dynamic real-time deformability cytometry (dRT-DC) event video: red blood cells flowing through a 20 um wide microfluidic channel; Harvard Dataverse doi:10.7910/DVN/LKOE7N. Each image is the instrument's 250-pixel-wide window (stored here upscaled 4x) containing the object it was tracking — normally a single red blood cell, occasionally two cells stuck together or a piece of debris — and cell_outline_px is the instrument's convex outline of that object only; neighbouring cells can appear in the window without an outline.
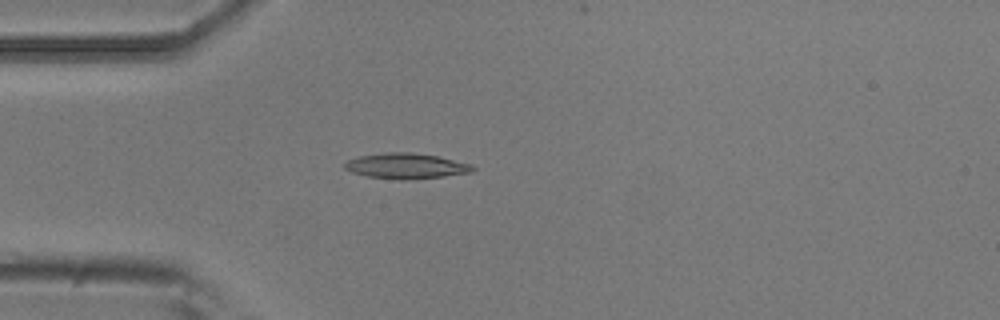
{"species": "common noctule bat (a hibernating species)", "species_latin": "Nyctalus noctula", "temperature_condition": "room temperature", "stored_images_in_passage": 4, "camera_frame_rate_fps": 3000, "um_per_image_px": 0.085, "animal": {"sex": "male", "body_mass_g": 20.5, "forearm_length_mm": 52.5}, "frame": {"image": 1, "passage_image": 4, "time_ms": 1.0, "image_size_px": [1000, 320], "cell_outline_px": [[476, 168], [472, 172], [444, 176], [408, 180], [400, 180], [368, 176], [352, 172], [344, 168], [344, 164], [348, 160], [360, 156], [384, 152], [412, 152], [436, 156], [472, 164]], "centroid_in_image_um": [34.53, 14.11], "position_along_channel_um": 50.5, "area_um2": 18.96}}